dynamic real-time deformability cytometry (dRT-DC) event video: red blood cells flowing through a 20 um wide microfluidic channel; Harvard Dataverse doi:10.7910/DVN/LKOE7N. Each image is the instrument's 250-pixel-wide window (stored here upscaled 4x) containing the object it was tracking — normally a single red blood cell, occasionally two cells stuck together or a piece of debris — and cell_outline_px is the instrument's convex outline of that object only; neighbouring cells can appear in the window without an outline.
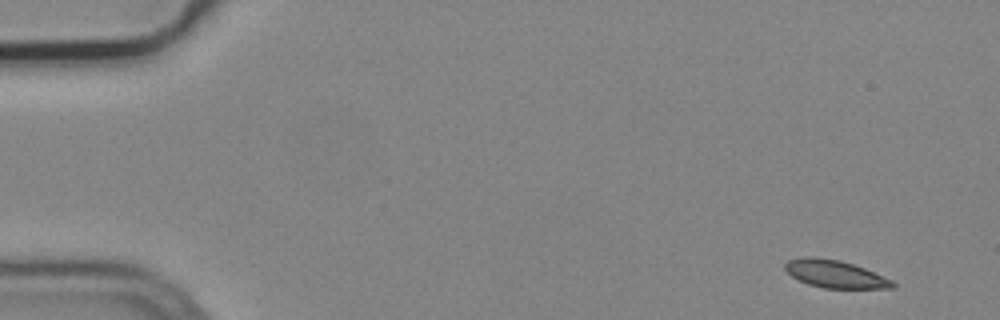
{"species": "common noctule bat (a hibernating species)", "species_latin": "Nyctalus noctula", "temperature_condition": "cold", "stored_images_in_passage": 4, "camera_frame_rate_fps": 3000, "um_per_image_px": 0.085, "animal": {"sex": "male", "body_mass_g": 19.2, "forearm_length_mm": 51.8}, "frame": {"image": 1, "passage_image": 1, "time_ms": 0.0, "image_size_px": [1000, 320], "cell_outline_px": [[896, 288], [824, 288], [808, 284], [792, 276], [784, 268], [784, 264], [788, 260], [804, 256], [816, 256], [840, 260], [864, 268], [892, 280], [896, 284]], "centroid_in_image_um": [70.97, 23.28], "position_along_channel_um": 14.0, "area_um2": 17.28}}